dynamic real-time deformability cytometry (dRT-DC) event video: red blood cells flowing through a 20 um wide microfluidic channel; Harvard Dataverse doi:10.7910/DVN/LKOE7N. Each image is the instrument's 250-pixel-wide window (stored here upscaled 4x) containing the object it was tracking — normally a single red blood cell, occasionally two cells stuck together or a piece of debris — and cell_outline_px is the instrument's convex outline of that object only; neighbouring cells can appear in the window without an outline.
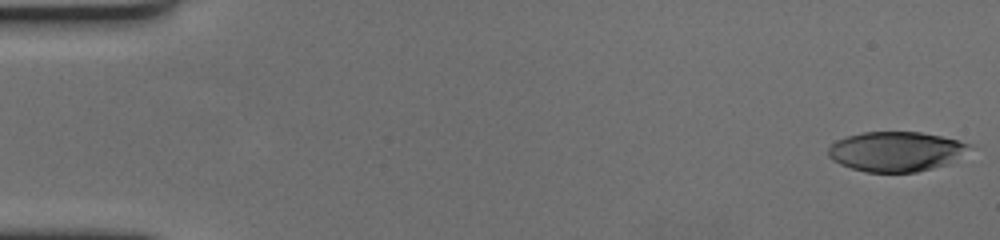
{"species": "human", "species_latin": "Homo sapiens", "temperature_condition": "cold", "stored_images_in_passage": 60, "camera_frame_rate_fps": 3000, "um_per_image_px": 0.085, "donor": {"sex": "female"}, "frame": {"image": 1, "passage_image": 1, "time_ms": 0.0, "image_size_px": [1000, 240], "cell_outline_px": [[972, 144], [948, 164], [916, 172], [864, 172], [840, 164], [832, 160], [828, 156], [828, 148], [836, 140], [848, 136], [864, 132], [920, 132], [940, 136]], "centroid_in_image_um": [76.09, 12.88], "position_along_channel_um": 8.9, "area_um2": 32.31}}
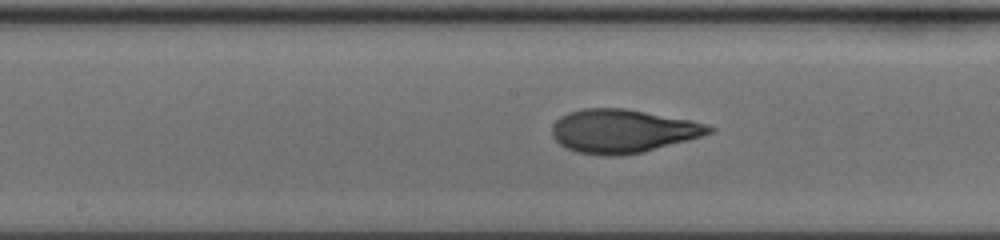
{"frame": {"image": 2, "passage_image": 31, "time_ms": 10.0, "image_size_px": [1000, 240], "cell_outline_px": [[716, 128], [712, 132], [688, 140], [644, 152], [620, 156], [604, 156], [576, 152], [560, 144], [552, 136], [552, 124], [560, 116], [568, 112], [584, 108], [624, 108], [692, 120], [708, 124]], "centroid_in_image_um": [52.93, 11.14], "position_along_channel_um": 195.3, "area_um2": 40.0}}
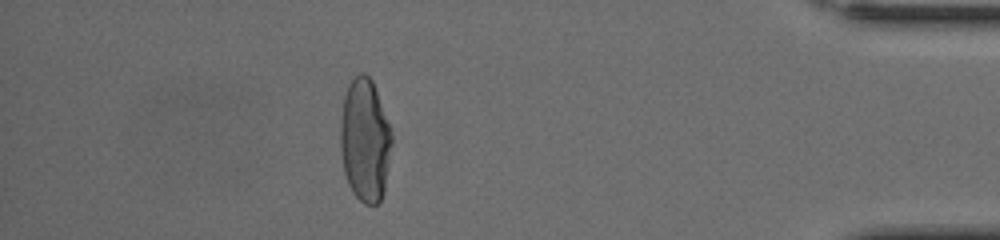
{"frame": {"image": 3, "passage_image": 53, "time_ms": 17.333, "image_size_px": [1000, 240], "cell_outline_px": [[392, 144], [384, 192], [380, 200], [376, 204], [364, 204], [352, 192], [348, 184], [344, 172], [340, 152], [340, 120], [344, 96], [348, 84], [360, 72], [364, 72], [372, 80], [388, 124], [392, 136]], "centroid_in_image_um": [31.0, 11.94], "position_along_channel_um": 404.2, "area_um2": 36.82}, "authors_computed_cell_mechanics": {"area_um2": 38.1769, "velocity_mm_per_s": 3.4729, "shape_relaxation_time_tau1_ms": 5.6595, "shape_relaxation_time_tau2_ms": 1.3303, "deformation_change_tau1": 0.2496, "deformation_change_tau2": 0.078}}